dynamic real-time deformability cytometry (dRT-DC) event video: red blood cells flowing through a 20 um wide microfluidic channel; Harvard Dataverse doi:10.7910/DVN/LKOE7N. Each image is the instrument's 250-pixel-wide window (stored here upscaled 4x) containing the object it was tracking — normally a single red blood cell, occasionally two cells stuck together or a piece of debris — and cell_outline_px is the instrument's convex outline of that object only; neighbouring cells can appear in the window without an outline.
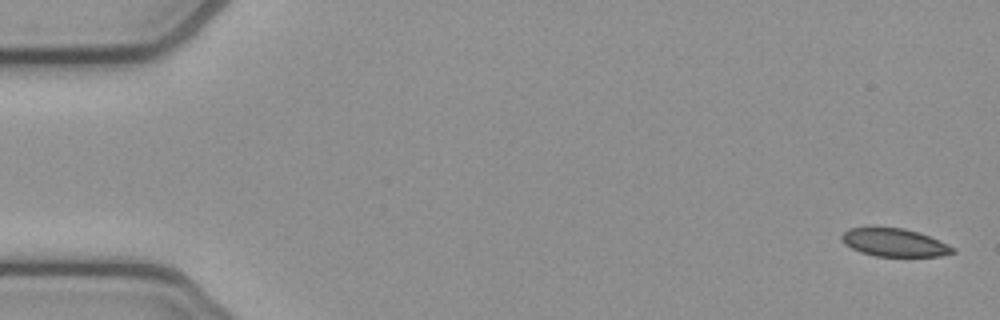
{"species": "common noctule bat (a hibernating species)", "species_latin": "Nyctalus noctula", "temperature_condition": "cold", "stored_images_in_passage": 4, "camera_frame_rate_fps": 3000, "um_per_image_px": 0.085, "animal": {"sex": "female", "body_mass_g": 21.9}, "frame": {"image": 1, "passage_image": 1, "time_ms": 0.0, "image_size_px": [1000, 320], "cell_outline_px": [[956, 252], [940, 256], [876, 256], [860, 252], [844, 244], [840, 240], [840, 236], [848, 228], [904, 228], [928, 236], [956, 248]], "centroid_in_image_um": [75.99, 20.62], "position_along_channel_um": 9.0, "area_um2": 17.92}}
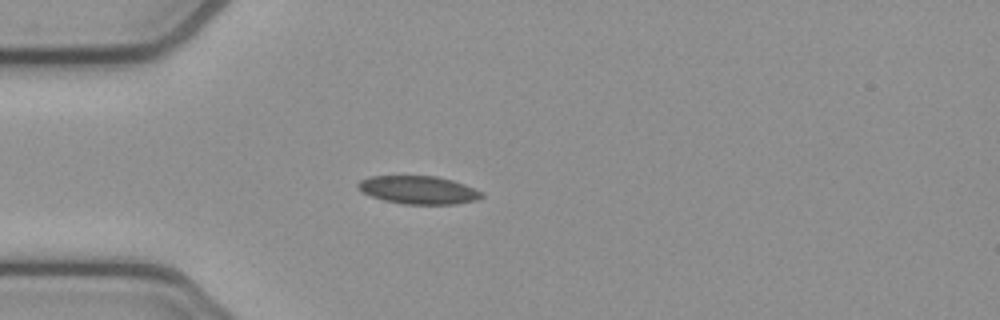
{"frame": {"image": 2, "passage_image": 4, "time_ms": 1.0, "image_size_px": [1000, 320], "cell_outline_px": [[484, 196], [476, 200], [456, 204], [404, 204], [384, 200], [372, 196], [356, 188], [356, 184], [360, 180], [368, 176], [436, 176], [452, 180], [464, 184], [484, 192]], "centroid_in_image_um": [35.57, 16.14], "position_along_channel_um": 49.4, "area_um2": 20.29}}